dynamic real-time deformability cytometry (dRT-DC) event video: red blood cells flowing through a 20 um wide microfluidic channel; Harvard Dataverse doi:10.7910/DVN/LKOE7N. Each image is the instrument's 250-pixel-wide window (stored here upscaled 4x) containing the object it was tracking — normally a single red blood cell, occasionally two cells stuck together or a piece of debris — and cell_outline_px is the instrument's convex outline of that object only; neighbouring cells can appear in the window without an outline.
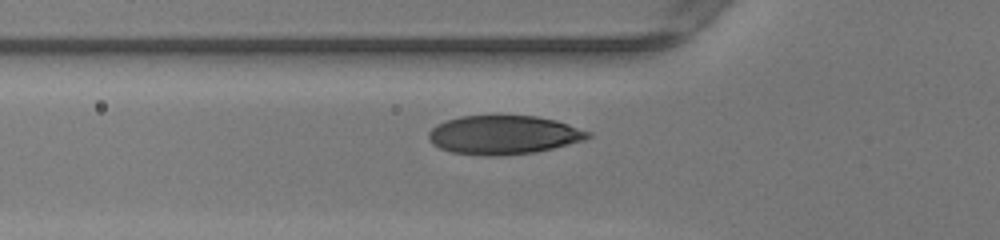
{"species": "human", "species_latin": "Homo sapiens", "temperature_condition": "warm", "stored_images_in_passage": 36, "camera_frame_rate_fps": 3000, "um_per_image_px": 0.085, "donor": {"sex": "female"}, "frame": {"image": 1, "passage_image": 6, "time_ms": 1.667, "image_size_px": [1000, 240], "cell_outline_px": [[592, 136], [584, 140], [536, 152], [500, 156], [480, 156], [452, 152], [440, 148], [432, 144], [428, 136], [428, 132], [436, 124], [460, 116], [536, 116], [556, 120], [592, 132]], "centroid_in_image_um": [42.8, 11.47], "position_along_channel_um": 83.0, "area_um2": 36.13}}
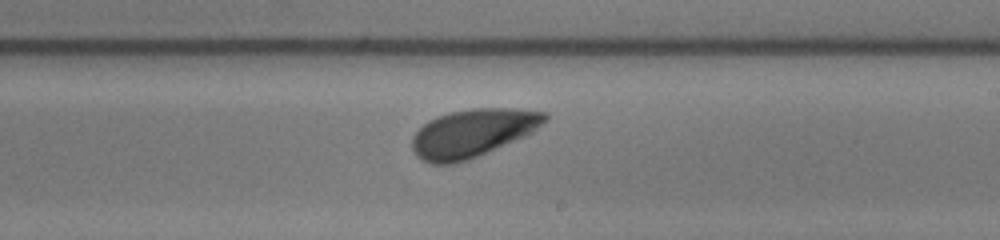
{"frame": {"image": 2, "passage_image": 18, "time_ms": 5.667, "image_size_px": [1000, 240], "cell_outline_px": [[548, 120], [532, 132], [524, 136], [468, 160], [452, 164], [432, 164], [420, 160], [416, 156], [412, 148], [412, 136], [428, 120], [436, 116], [452, 112], [472, 108], [516, 108], [548, 112]], "centroid_in_image_um": [40.17, 11.3], "position_along_channel_um": 248.8, "area_um2": 37.17}}
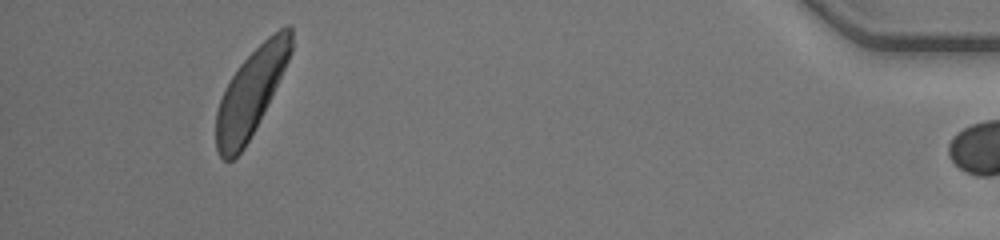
{"frame": {"image": 3, "passage_image": 35, "time_ms": 11.333, "image_size_px": [1000, 240], "cell_outline_px": [[292, 52], [244, 148], [232, 160], [224, 160], [220, 156], [216, 148], [216, 112], [220, 100], [232, 76], [240, 64], [268, 36], [280, 28], [288, 24], [292, 28]], "centroid_in_image_um": [21.31, 7.84], "position_along_channel_um": 413.9, "area_um2": 36.36}, "authors_computed_cell_mechanics": {"area_um2": 36.5874, "velocity_mm_per_s": 4.1507, "shape_relaxation_time_tau1_ms": 1.4101, "shape_relaxation_time_tau2_ms": null, "deformation_change_tau1": 0.1114, "deformation_change_tau2": null}}